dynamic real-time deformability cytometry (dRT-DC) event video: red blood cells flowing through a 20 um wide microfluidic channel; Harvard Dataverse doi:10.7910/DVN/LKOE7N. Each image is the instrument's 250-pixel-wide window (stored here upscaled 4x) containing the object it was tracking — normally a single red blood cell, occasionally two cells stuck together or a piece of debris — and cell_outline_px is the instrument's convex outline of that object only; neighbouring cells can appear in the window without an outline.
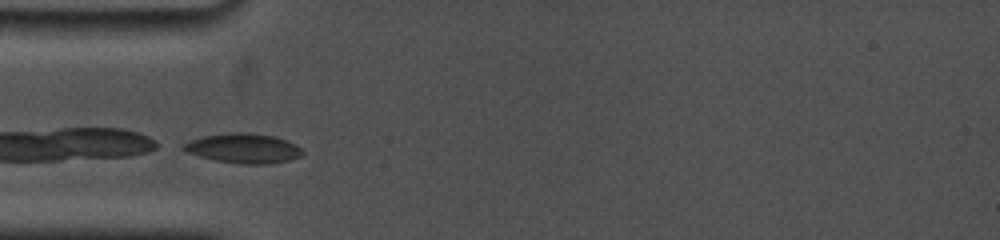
{"species": "common noctule bat (a hibernating species)", "species_latin": "Nyctalus noctula", "temperature_condition": "cold", "stored_images_in_passage": 25, "camera_frame_rate_fps": 5000, "um_per_image_px": 0.085, "animal": {"sex": "female", "body_mass_g": 19.0, "forearm_length_mm": 53.3}, "frame": {"image": 1, "passage_image": 1, "time_ms": 0.0, "image_size_px": [1000, 240], "cell_outline_px": [[304, 152], [300, 156], [288, 160], [268, 164], [244, 164], [216, 160], [200, 156], [188, 152], [180, 148], [184, 144], [192, 140], [204, 136], [228, 132], [244, 132], [272, 136], [296, 144]], "centroid_in_image_um": [20.7, 12.6], "position_along_channel_um": 64.3, "area_um2": 20.23}}
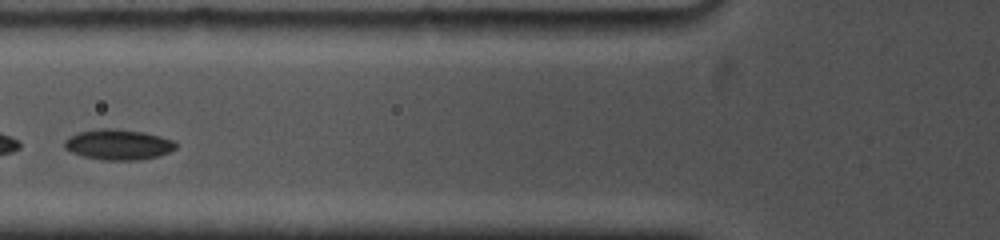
{"frame": {"image": 2, "passage_image": 4, "time_ms": 1.4, "image_size_px": [1000, 240], "cell_outline_px": [[176, 148], [160, 156], [136, 160], [104, 160], [84, 156], [72, 152], [64, 148], [64, 140], [68, 136], [80, 132], [100, 128], [112, 128], [144, 132], [176, 140]], "centroid_in_image_um": [10.07, 12.28], "position_along_channel_um": 115.7, "area_um2": 19.83}, "authors_computed_cell_mechanics": {"area_um2": 19.2474, "velocity_mm_per_s": 3.6836, "shape_relaxation_time_tau1_ms": 4.0009, "shape_relaxation_time_tau2_ms": null, "deformation_change_tau1": 0.1082, "deformation_change_tau2": null}}